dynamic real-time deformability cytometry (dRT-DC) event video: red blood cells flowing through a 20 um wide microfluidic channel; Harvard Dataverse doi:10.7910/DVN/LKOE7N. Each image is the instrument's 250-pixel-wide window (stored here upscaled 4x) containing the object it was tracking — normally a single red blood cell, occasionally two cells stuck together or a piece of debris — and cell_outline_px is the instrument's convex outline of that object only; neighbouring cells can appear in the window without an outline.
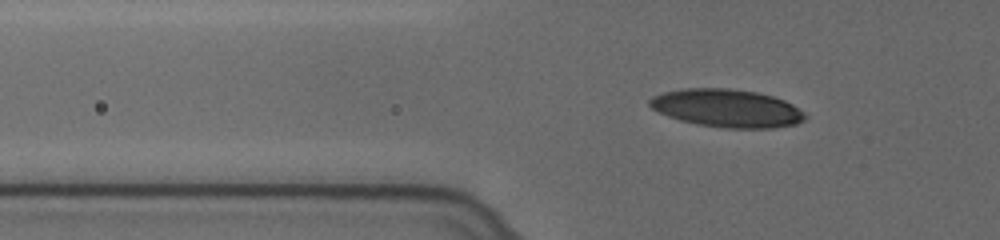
{"species": "human", "species_latin": "Homo sapiens", "temperature_condition": "cold", "stored_images_in_passage": 58, "camera_frame_rate_fps": 3000, "um_per_image_px": 0.085, "donor": {"sex": "female"}, "frame": {"image": 1, "passage_image": 23, "time_ms": 7.333, "image_size_px": [1000, 240], "cell_outline_px": [[804, 120], [796, 124], [772, 128], [724, 128], [696, 124], [680, 120], [668, 116], [652, 108], [648, 104], [648, 100], [652, 96], [664, 92], [684, 88], [728, 88], [756, 92], [772, 96], [784, 100], [792, 104], [804, 112]], "centroid_in_image_um": [61.76, 9.2], "position_along_channel_um": 64.0, "area_um2": 34.33}}
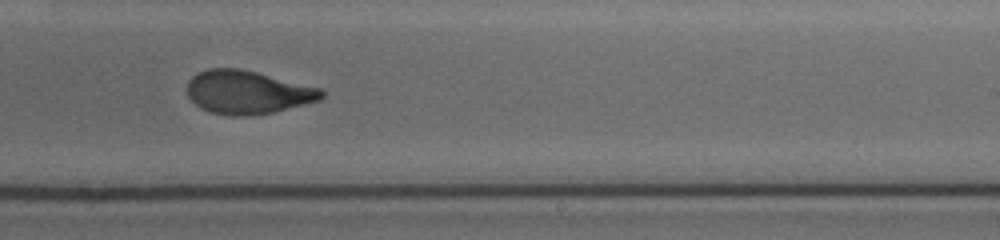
{"frame": {"image": 2, "passage_image": 41, "time_ms": 13.333, "image_size_px": [1000, 240], "cell_outline_px": [[324, 96], [320, 100], [272, 112], [252, 116], [228, 116], [212, 112], [200, 108], [188, 96], [188, 80], [192, 76], [208, 68], [236, 68], [256, 72], [320, 88], [324, 92]], "centroid_in_image_um": [21.02, 7.85], "position_along_channel_um": 268.0, "area_um2": 33.7}}
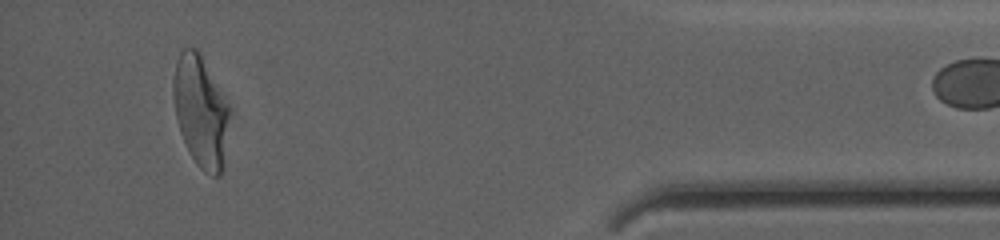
{"frame": {"image": 3, "passage_image": 57, "time_ms": 18.667, "image_size_px": [1000, 240], "cell_outline_px": [[228, 112], [224, 168], [220, 176], [212, 176], [204, 172], [196, 164], [180, 132], [176, 116], [172, 92], [172, 80], [176, 60], [180, 52], [184, 48], [196, 48], [200, 52], [228, 108]], "centroid_in_image_um": [17.02, 9.48], "position_along_channel_um": 418.2, "area_um2": 35.78}}